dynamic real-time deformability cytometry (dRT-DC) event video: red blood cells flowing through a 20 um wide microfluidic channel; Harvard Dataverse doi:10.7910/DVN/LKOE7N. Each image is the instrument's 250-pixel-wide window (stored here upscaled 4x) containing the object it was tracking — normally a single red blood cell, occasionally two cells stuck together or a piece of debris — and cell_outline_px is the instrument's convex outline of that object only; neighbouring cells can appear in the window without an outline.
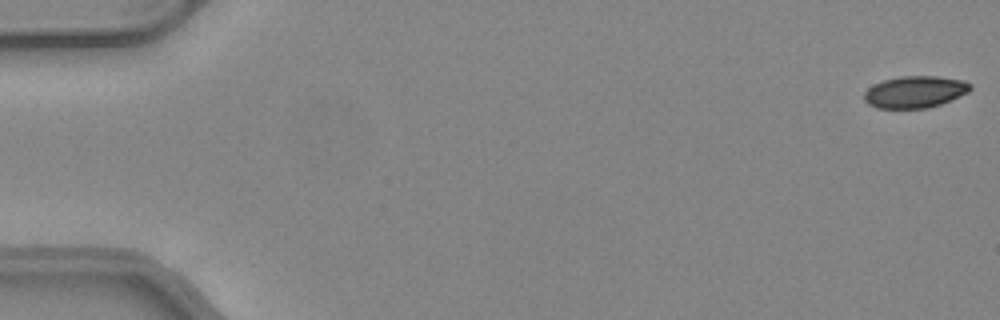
{"species": "common noctule bat (a hibernating species)", "species_latin": "Nyctalus noctula", "temperature_condition": "warm", "stored_images_in_passage": 50, "camera_frame_rate_fps": 3000, "um_per_image_px": 0.085, "animal": {"sex": "female", "body_mass_g": 24.6, "forearm_length_mm": 56.2}, "frame": {"image": 1, "passage_image": 1, "time_ms": 0.0, "image_size_px": [1000, 320], "cell_outline_px": [[972, 88], [968, 92], [940, 104], [924, 108], [876, 108], [868, 104], [864, 100], [864, 92], [868, 88], [884, 80], [900, 76], [936, 76], [964, 80], [972, 84]], "centroid_in_image_um": [77.77, 7.8], "position_along_channel_um": 7.2, "area_um2": 19.59}}
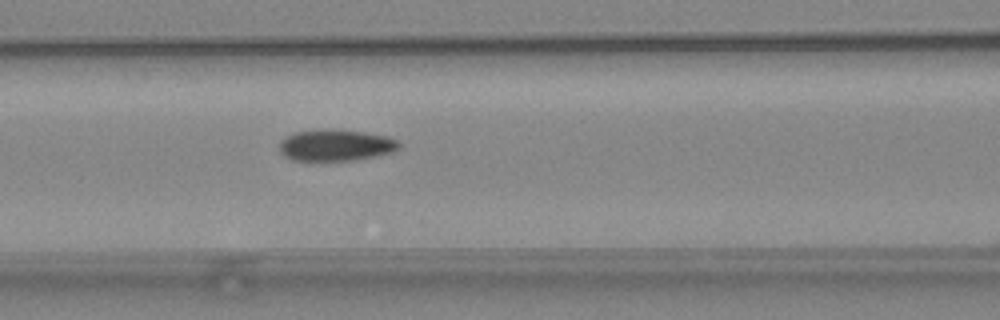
{"frame": {"image": 2, "passage_image": 22, "time_ms": 7.0, "image_size_px": [1000, 320], "cell_outline_px": [[400, 148], [396, 152], [356, 160], [292, 160], [284, 156], [280, 152], [280, 144], [288, 136], [296, 132], [364, 132], [388, 136], [396, 140], [400, 144]], "centroid_in_image_um": [28.63, 12.4], "position_along_channel_um": 138.0, "area_um2": 20.98}}
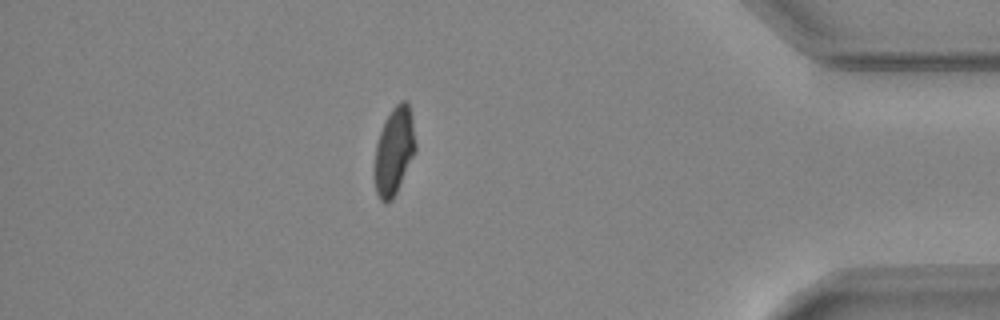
{"frame": {"image": 3, "passage_image": 44, "time_ms": 14.333, "image_size_px": [1000, 320], "cell_outline_px": [[416, 152], [392, 200], [384, 204], [380, 200], [376, 192], [372, 168], [376, 144], [384, 120], [392, 108], [400, 100], [408, 100], [416, 144]], "centroid_in_image_um": [33.47, 12.85], "position_along_channel_um": 401.7, "area_um2": 21.33}, "authors_computed_cell_mechanics": {"area_um2": 21.6172, "velocity_mm_per_s": 4.148, "shape_relaxation_time_tau1_ms": 7.5975, "shape_relaxation_time_tau2_ms": 1.7242, "deformation_change_tau1": 0.1745, "deformation_change_tau2": 0.0575}}